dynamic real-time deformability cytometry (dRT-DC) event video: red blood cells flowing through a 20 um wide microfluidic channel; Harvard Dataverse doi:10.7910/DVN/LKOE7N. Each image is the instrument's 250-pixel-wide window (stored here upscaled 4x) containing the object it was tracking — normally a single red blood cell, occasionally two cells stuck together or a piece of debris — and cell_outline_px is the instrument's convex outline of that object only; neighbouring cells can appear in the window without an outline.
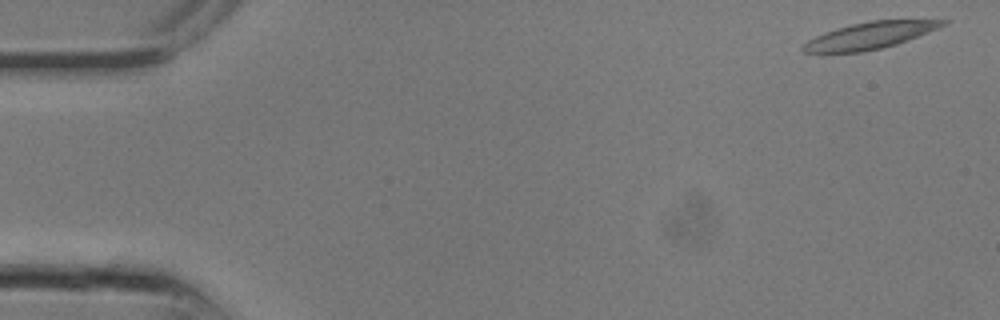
{"species": "common noctule bat (a hibernating species)", "species_latin": "Nyctalus noctula", "temperature_condition": "room temperature", "stored_images_in_passage": 7, "camera_frame_rate_fps": 3000, "um_per_image_px": 0.085, "animal": {"sex": "male", "body_mass_g": 13.3}, "frame": {"image": 1, "passage_image": 1, "time_ms": 0.0, "image_size_px": [1000, 320], "cell_outline_px": [[948, 24], [908, 40], [896, 44], [880, 48], [860, 52], [804, 52], [800, 48], [808, 40], [824, 32], [836, 28], [868, 20], [948, 20]], "centroid_in_image_um": [73.94, 3.01], "position_along_channel_um": 11.1, "area_um2": 21.5}}